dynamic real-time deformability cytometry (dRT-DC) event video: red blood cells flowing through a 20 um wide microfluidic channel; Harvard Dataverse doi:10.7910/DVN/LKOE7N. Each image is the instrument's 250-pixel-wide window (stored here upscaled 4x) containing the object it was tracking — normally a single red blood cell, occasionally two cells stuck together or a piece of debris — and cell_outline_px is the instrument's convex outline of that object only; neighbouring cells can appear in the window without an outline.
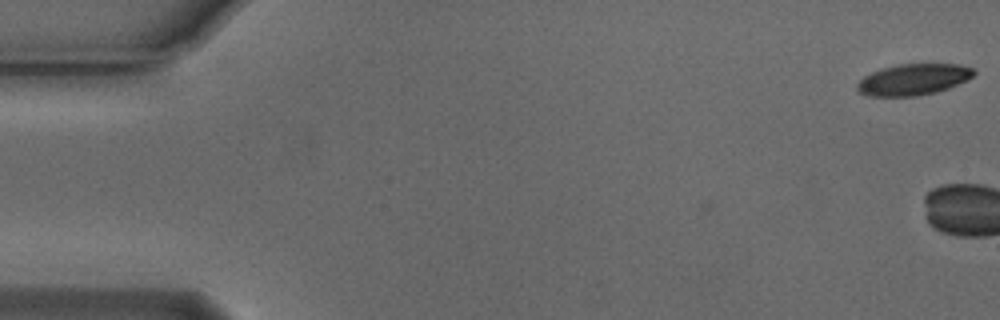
{"species": "Egyptian fruit bat (a non-hibernating species)", "species_latin": "Rousettus aegyptiacus", "temperature_condition": "cold", "stored_images_in_passage": 9, "camera_frame_rate_fps": 3000, "um_per_image_px": 0.085, "animal": {"sex": "male"}, "frame": {"image": 1, "passage_image": 1, "time_ms": 0.0, "image_size_px": [1000, 320], "cell_outline_px": [[976, 72], [972, 76], [948, 88], [936, 92], [916, 96], [868, 96], [860, 92], [856, 88], [856, 84], [864, 76], [872, 72], [884, 68], [900, 64], [960, 64], [972, 68]], "centroid_in_image_um": [77.61, 6.76], "position_along_channel_um": 7.4, "area_um2": 20.98}}